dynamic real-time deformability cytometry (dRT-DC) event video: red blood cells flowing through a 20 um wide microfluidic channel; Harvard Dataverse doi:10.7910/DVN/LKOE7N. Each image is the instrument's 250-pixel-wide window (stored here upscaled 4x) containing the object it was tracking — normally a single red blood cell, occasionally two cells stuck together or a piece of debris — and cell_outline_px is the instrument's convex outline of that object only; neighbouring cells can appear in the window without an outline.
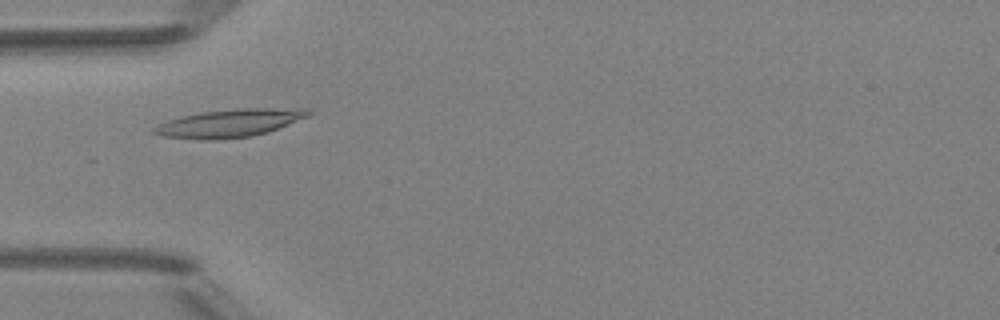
{"species": "Egyptian fruit bat (a non-hibernating species)", "species_latin": "Rousettus aegyptiacus", "temperature_condition": "room temperature", "stored_images_in_passage": 4, "camera_frame_rate_fps": 3000, "um_per_image_px": 0.085, "animal": {"sex": "female"}, "frame": {"image": 1, "passage_image": 1, "time_ms": 0.0, "image_size_px": [1000, 320], "cell_outline_px": [[316, 112], [308, 116], [268, 132], [252, 136], [212, 140], [164, 136], [152, 132], [152, 128], [168, 120], [180, 116], [200, 112], [244, 108], [308, 108]], "centroid_in_image_um": [19.57, 10.45], "position_along_channel_um": 65.4, "area_um2": 24.97}}
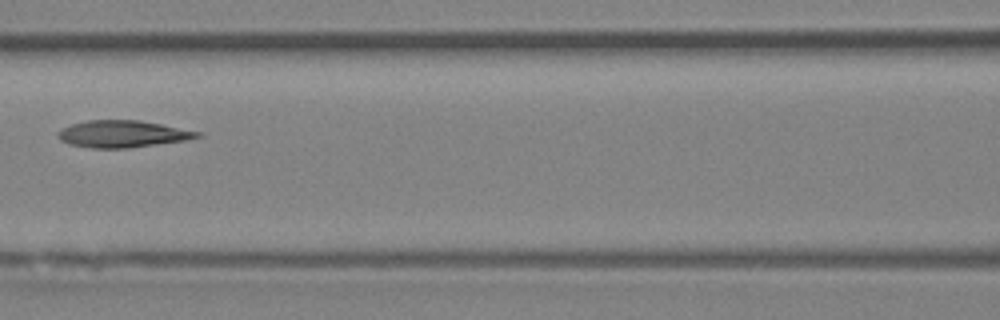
{"frame": {"image": 2, "passage_image": 3, "time_ms": 2.333, "image_size_px": [1000, 320], "cell_outline_px": [[204, 136], [188, 140], [128, 148], [92, 148], [68, 144], [60, 140], [56, 136], [56, 132], [60, 128], [72, 124], [88, 120], [140, 120], [204, 132]], "centroid_in_image_um": [10.44, 11.38], "position_along_channel_um": 156.2, "area_um2": 22.25}}
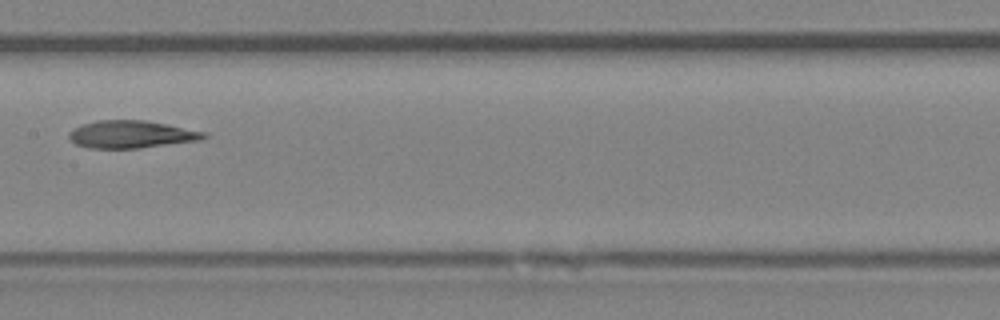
{"frame": {"image": 3, "passage_image": 4, "time_ms": 3.333, "image_size_px": [1000, 320], "cell_outline_px": [[208, 136], [200, 140], [140, 148], [88, 148], [76, 144], [68, 136], [68, 132], [84, 124], [96, 120], [144, 120], [208, 132]], "centroid_in_image_um": [11.18, 11.42], "position_along_channel_um": 196.2, "area_um2": 21.5}}